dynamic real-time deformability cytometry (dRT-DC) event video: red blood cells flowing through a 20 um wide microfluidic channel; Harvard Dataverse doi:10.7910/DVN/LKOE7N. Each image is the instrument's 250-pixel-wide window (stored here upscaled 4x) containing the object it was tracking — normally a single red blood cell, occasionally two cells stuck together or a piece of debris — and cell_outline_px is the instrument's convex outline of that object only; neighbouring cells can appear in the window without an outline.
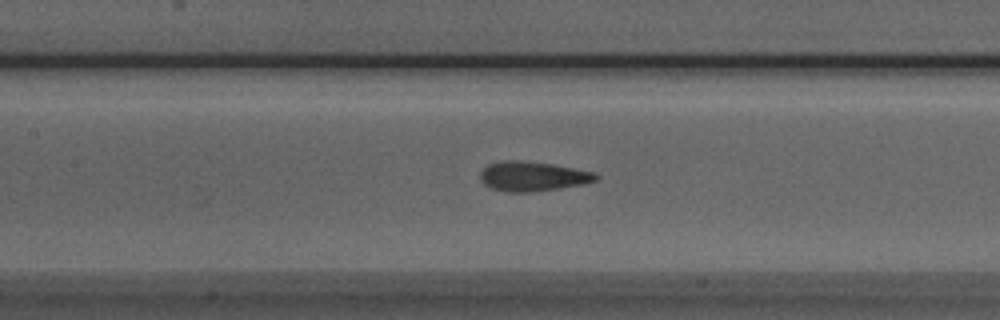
{"species": "Egyptian fruit bat (a non-hibernating species)", "species_latin": "Rousettus aegyptiacus", "temperature_condition": "room temperature", "stored_images_in_passage": 47, "camera_frame_rate_fps": 3000, "um_per_image_px": 0.085, "animal": {"sex": "male"}, "frame": {"image": 1, "passage_image": 22, "time_ms": 7.0, "image_size_px": [1000, 320], "cell_outline_px": [[600, 176], [596, 180], [584, 184], [560, 188], [532, 192], [504, 192], [492, 188], [484, 184], [480, 180], [480, 172], [488, 164], [504, 160], [520, 160], [552, 164], [592, 172]], "centroid_in_image_um": [45.24, 14.99], "position_along_channel_um": 162.2, "area_um2": 19.94}}
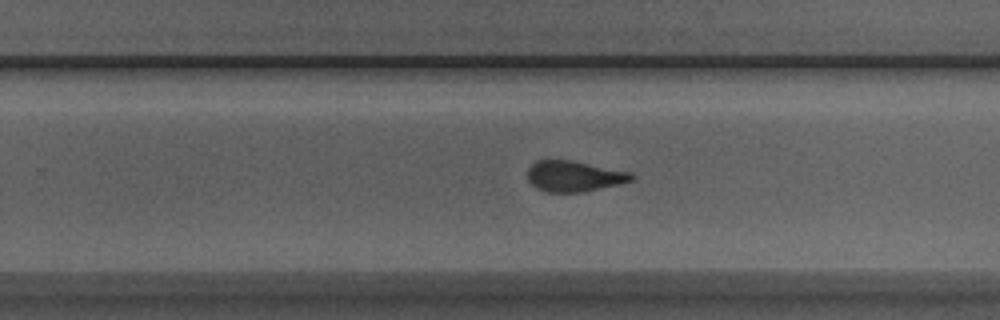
{"frame": {"image": 2, "passage_image": 31, "time_ms": 10.0, "image_size_px": [1000, 320], "cell_outline_px": [[636, 180], [620, 184], [584, 192], [544, 192], [536, 188], [528, 180], [528, 168], [536, 160], [572, 160], [632, 172], [636, 176]], "centroid_in_image_um": [48.84, 14.98], "position_along_channel_um": 281.0, "area_um2": 18.96}}
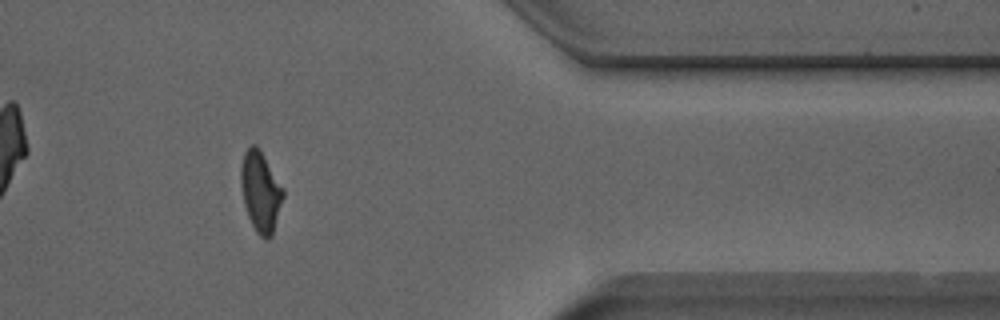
{"frame": {"image": 3, "passage_image": 41, "time_ms": 13.333, "image_size_px": [1000, 320], "cell_outline_px": [[284, 196], [272, 236], [268, 240], [264, 240], [256, 232], [248, 216], [244, 204], [240, 184], [240, 168], [244, 152], [252, 144], [256, 144], [260, 148], [284, 188]], "centroid_in_image_um": [22.15, 16.28], "position_along_channel_um": 389.2, "area_um2": 20.11}, "authors_computed_cell_mechanics": {"area_um2": 19.7098, "velocity_mm_per_s": 3.9809, "shape_relaxation_time_tau1_ms": 8.223, "shape_relaxation_time_tau2_ms": 1.4744, "deformation_change_tau1": 0.1963, "deformation_change_tau2": 0.0774}}